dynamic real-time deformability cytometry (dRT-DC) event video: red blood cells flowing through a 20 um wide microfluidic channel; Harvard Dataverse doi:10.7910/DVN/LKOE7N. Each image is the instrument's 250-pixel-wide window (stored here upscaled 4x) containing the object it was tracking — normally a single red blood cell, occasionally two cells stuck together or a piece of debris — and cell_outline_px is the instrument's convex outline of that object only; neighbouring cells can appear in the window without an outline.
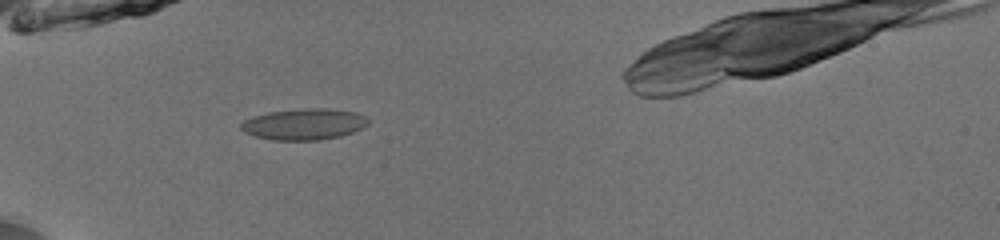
{"species": "common noctule bat (a hibernating species)", "species_latin": "Nyctalus noctula", "temperature_condition": "room temperature", "stored_images_in_passage": 35, "camera_frame_rate_fps": 3000, "um_per_image_px": 0.085, "animal": {"sex": "male", "body_mass_g": 13.0, "forearm_length_mm": 53.1}, "frame": {"image": 1, "passage_image": 1, "time_ms": 0.0, "image_size_px": [1000, 240], "cell_outline_px": [[372, 120], [368, 124], [352, 132], [340, 136], [316, 140], [272, 140], [256, 136], [244, 132], [240, 128], [240, 124], [244, 120], [252, 116], [268, 112], [304, 108], [328, 108], [356, 112], [368, 116]], "centroid_in_image_um": [25.86, 10.54], "position_along_channel_um": 59.1, "area_um2": 23.29}}
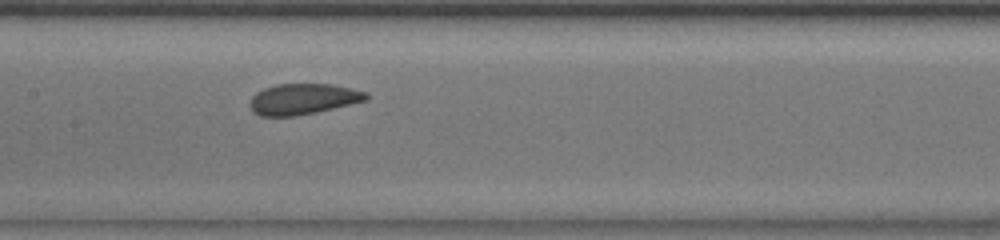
{"frame": {"image": 2, "passage_image": 11, "time_ms": 3.333, "image_size_px": [1000, 240], "cell_outline_px": [[368, 100], [316, 112], [296, 116], [260, 116], [252, 112], [248, 104], [252, 96], [256, 92], [264, 88], [276, 84], [332, 84], [352, 88], [368, 92]], "centroid_in_image_um": [25.74, 8.42], "position_along_channel_um": 181.7, "area_um2": 21.1}}
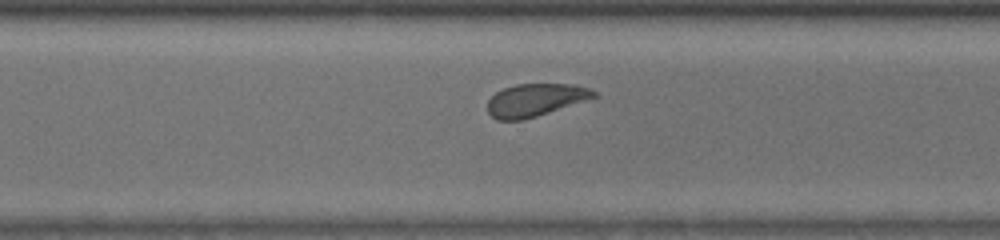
{"frame": {"image": 3, "passage_image": 22, "time_ms": 7.0, "image_size_px": [1000, 240], "cell_outline_px": [[596, 96], [524, 120], [496, 120], [488, 112], [488, 100], [496, 92], [504, 88], [516, 84], [572, 84], [588, 88], [596, 92]], "centroid_in_image_um": [45.44, 8.5], "position_along_channel_um": 325.2, "area_um2": 19.83}}